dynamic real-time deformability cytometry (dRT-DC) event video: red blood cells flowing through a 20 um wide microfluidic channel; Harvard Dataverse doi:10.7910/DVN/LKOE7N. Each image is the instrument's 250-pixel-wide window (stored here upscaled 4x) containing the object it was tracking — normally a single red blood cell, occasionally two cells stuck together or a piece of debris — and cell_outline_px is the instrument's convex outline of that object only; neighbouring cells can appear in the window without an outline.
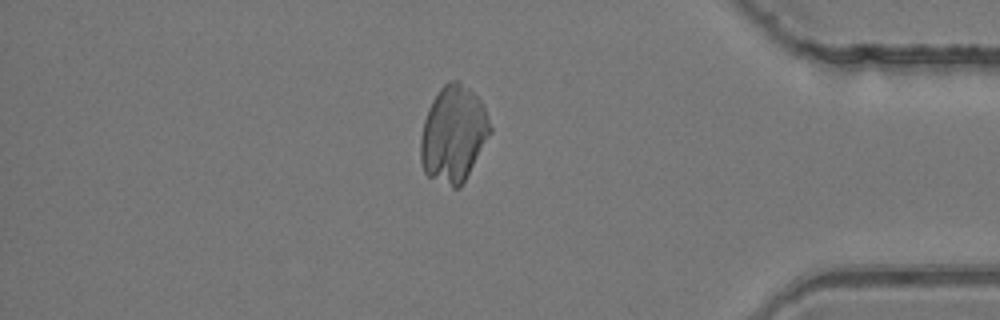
{"species": "common noctule bat (a hibernating species)", "species_latin": "Nyctalus noctula", "temperature_condition": "room temperature", "stored_images_in_passage": 42, "camera_frame_rate_fps": 3000, "um_per_image_px": 0.085, "animal": {"sex": "female", "body_mass_g": 24.6, "forearm_length_mm": 56.2}, "frame": {"image": 1, "passage_image": 36, "time_ms": 11.667, "image_size_px": [1000, 320], "cell_outline_px": [[492, 132], [460, 188], [452, 188], [428, 176], [424, 172], [420, 160], [420, 140], [424, 120], [428, 108], [432, 100], [440, 88], [448, 80], [460, 80], [480, 100], [484, 108], [492, 128]], "centroid_in_image_um": [38.53, 11.4], "position_along_channel_um": 396.7, "area_um2": 39.13}}